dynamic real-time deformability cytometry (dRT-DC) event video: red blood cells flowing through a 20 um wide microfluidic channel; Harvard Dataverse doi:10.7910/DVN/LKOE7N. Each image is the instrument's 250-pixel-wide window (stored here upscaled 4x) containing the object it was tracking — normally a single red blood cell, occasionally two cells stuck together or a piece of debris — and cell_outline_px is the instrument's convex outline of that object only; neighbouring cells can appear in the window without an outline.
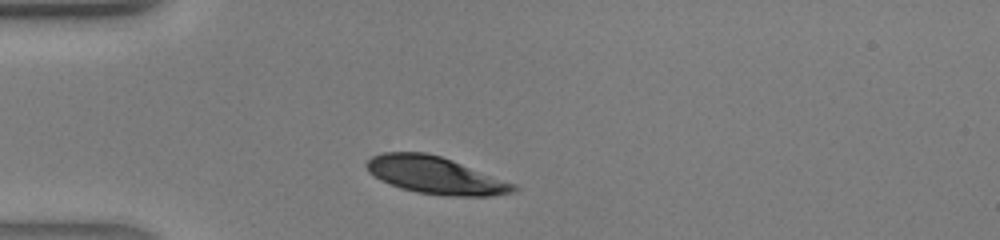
{"species": "human", "species_latin": "Homo sapiens", "temperature_condition": "warm", "stored_images_in_passage": 25, "camera_frame_rate_fps": 3000, "um_per_image_px": 0.085, "donor": {"sex": "male"}, "frame": {"image": 1, "passage_image": 1, "time_ms": 0.0, "image_size_px": [1000, 240], "cell_outline_px": [[520, 188], [516, 192], [488, 196], [452, 196], [416, 192], [400, 188], [380, 180], [368, 172], [364, 164], [372, 156], [380, 152], [424, 152], [440, 156], [452, 160], [516, 184]], "centroid_in_image_um": [36.99, 14.9], "position_along_channel_um": 48.0, "area_um2": 31.96}}
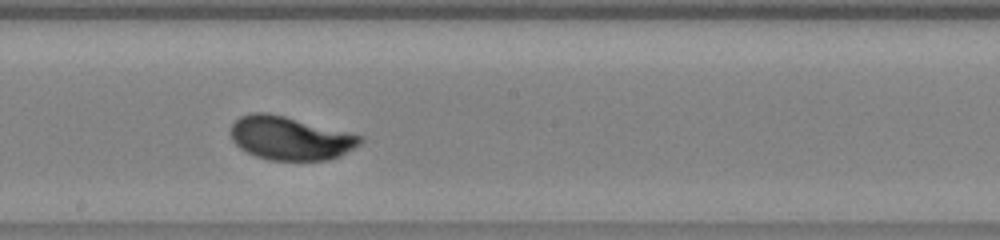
{"frame": {"image": 2, "passage_image": 13, "time_ms": 4.0, "image_size_px": [1000, 240], "cell_outline_px": [[364, 144], [340, 156], [328, 160], [268, 160], [256, 156], [240, 148], [232, 140], [232, 124], [240, 116], [252, 112], [268, 112], [364, 136]], "centroid_in_image_um": [24.72, 11.75], "position_along_channel_um": 223.5, "area_um2": 32.89}}
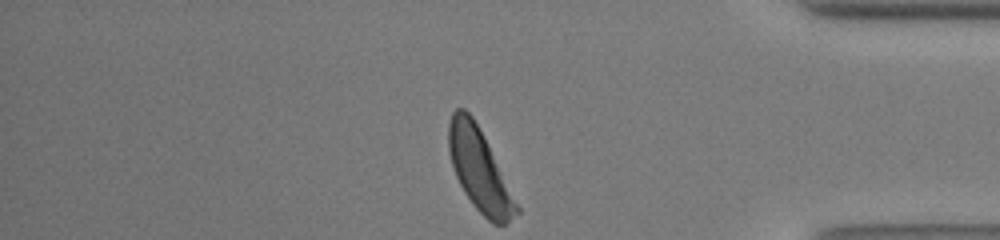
{"frame": {"image": 3, "passage_image": 25, "time_ms": 8.0, "image_size_px": [1000, 240], "cell_outline_px": [[520, 212], [504, 224], [492, 224], [472, 204], [464, 192], [456, 176], [448, 152], [448, 124], [452, 112], [456, 108], [464, 108], [472, 116], [520, 208]], "centroid_in_image_um": [40.71, 14.45], "position_along_channel_um": 394.5, "area_um2": 31.62}}